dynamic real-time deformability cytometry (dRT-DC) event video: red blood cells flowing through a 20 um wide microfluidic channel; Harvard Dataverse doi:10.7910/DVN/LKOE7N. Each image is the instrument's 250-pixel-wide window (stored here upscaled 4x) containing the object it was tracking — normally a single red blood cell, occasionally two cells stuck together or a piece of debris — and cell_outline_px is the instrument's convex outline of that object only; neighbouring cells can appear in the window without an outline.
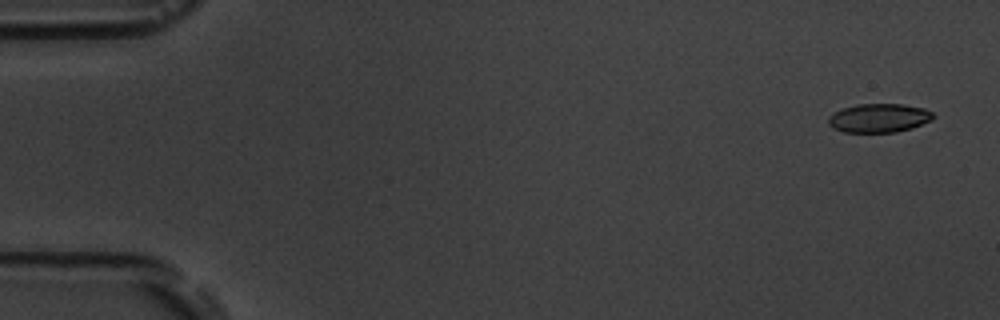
{"species": "common noctule bat (a hibernating species)", "species_latin": "Nyctalus noctula", "temperature_condition": "room temperature", "stored_images_in_passage": 5, "camera_frame_rate_fps": 3000, "um_per_image_px": 0.085, "animal": {"sex": "male", "body_mass_g": 19.5, "forearm_length_mm": 54.6}, "frame": {"image": 1, "passage_image": 1, "time_ms": 0.0, "image_size_px": [1000, 320], "cell_outline_px": [[936, 116], [932, 120], [912, 128], [896, 132], [844, 132], [832, 128], [828, 124], [828, 116], [832, 112], [856, 104], [904, 104], [924, 108], [932, 112]], "centroid_in_image_um": [74.71, 10.03], "position_along_channel_um": 10.3, "area_um2": 17.8}}
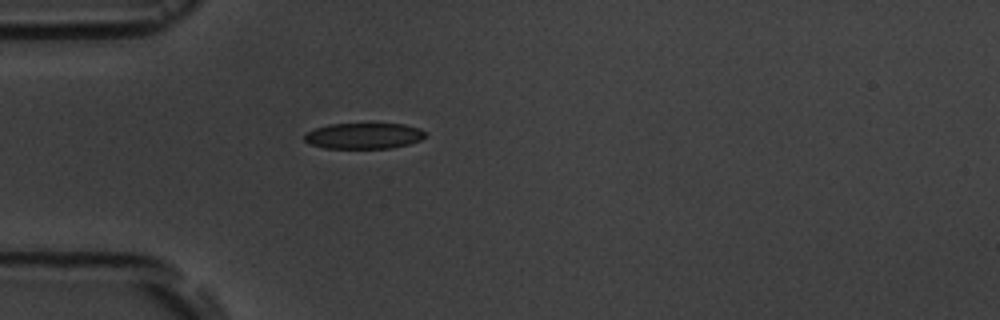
{"frame": {"image": 2, "passage_image": 5, "time_ms": 4.667, "image_size_px": [1000, 320], "cell_outline_px": [[424, 136], [420, 140], [408, 144], [388, 148], [324, 148], [312, 144], [304, 140], [304, 136], [308, 132], [316, 128], [328, 124], [404, 124], [420, 128], [424, 132]], "centroid_in_image_um": [30.92, 11.54], "position_along_channel_um": 54.1, "area_um2": 17.98}}